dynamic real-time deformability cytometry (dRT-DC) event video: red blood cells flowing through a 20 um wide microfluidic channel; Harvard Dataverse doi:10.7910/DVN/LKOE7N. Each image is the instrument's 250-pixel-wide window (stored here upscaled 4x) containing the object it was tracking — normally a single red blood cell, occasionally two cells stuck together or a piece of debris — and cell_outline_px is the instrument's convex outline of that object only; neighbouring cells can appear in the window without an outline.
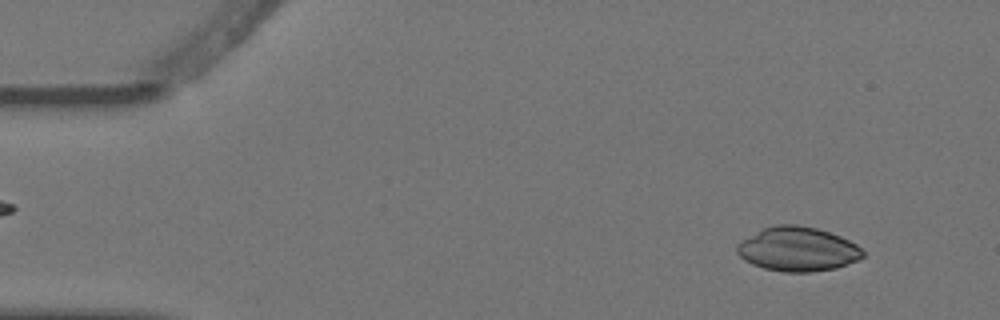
{"species": "Egyptian fruit bat (a non-hibernating species)", "species_latin": "Rousettus aegyptiacus", "temperature_condition": "warm", "stored_images_in_passage": 5, "camera_frame_rate_fps": 3000, "um_per_image_px": 0.085, "animal": {"sex": "female"}, "frame": {"image": 1, "passage_image": 1, "time_ms": 0.0, "image_size_px": [1000, 320], "cell_outline_px": [[864, 256], [860, 260], [836, 268], [812, 272], [784, 272], [764, 268], [752, 264], [744, 260], [736, 252], [736, 244], [740, 240], [764, 228], [776, 224], [796, 224], [816, 228], [840, 236], [856, 244], [864, 252]], "centroid_in_image_um": [67.79, 21.18], "position_along_channel_um": 17.2, "area_um2": 32.6}}